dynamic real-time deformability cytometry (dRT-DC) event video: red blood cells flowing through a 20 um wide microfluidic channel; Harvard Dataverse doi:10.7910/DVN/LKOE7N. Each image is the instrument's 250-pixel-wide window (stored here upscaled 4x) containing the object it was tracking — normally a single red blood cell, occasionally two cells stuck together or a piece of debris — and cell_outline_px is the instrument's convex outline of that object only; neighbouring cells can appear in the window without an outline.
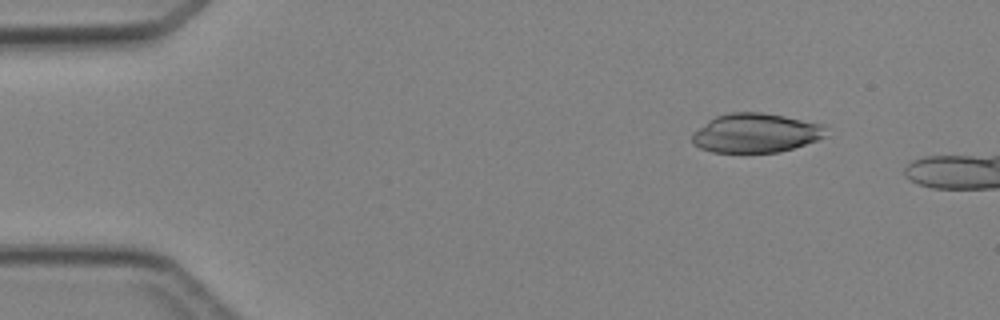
{"species": "Egyptian fruit bat (a non-hibernating species)", "species_latin": "Rousettus aegyptiacus", "temperature_condition": "cold", "stored_images_in_passage": 4, "camera_frame_rate_fps": 3000, "um_per_image_px": 0.085, "animal": {"sex": "female"}, "frame": {"image": 1, "passage_image": 2, "time_ms": 1.333, "image_size_px": [1000, 320], "cell_outline_px": [[824, 136], [816, 140], [780, 152], [712, 152], [700, 148], [692, 144], [692, 132], [708, 120], [716, 116], [728, 112], [764, 112], [784, 116], [820, 124], [824, 128]], "centroid_in_image_um": [64.14, 11.3], "position_along_channel_um": 20.9, "area_um2": 30.35}}